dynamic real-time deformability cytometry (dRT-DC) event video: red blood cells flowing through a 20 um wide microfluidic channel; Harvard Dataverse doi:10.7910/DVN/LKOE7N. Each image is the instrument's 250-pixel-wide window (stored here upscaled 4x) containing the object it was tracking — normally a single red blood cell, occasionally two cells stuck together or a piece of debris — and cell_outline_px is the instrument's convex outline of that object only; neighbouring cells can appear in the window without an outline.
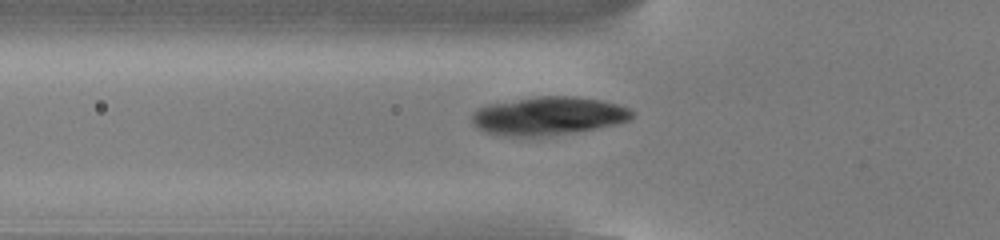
{"species": "common noctule bat (a hibernating species)", "species_latin": "Nyctalus noctula", "temperature_condition": "cold", "stored_images_in_passage": 41, "camera_frame_rate_fps": 3000, "um_per_image_px": 0.085, "animal": {"sex": "male", "body_mass_g": 13.0, "forearm_length_mm": 53.1}, "frame": {"image": 1, "passage_image": 6, "time_ms": 1.667, "image_size_px": [1000, 240], "cell_outline_px": [[632, 116], [628, 120], [616, 124], [596, 128], [572, 132], [544, 136], [504, 136], [484, 132], [472, 124], [472, 112], [488, 104], [540, 96], [572, 96], [600, 100], [616, 104], [628, 108], [632, 112]], "centroid_in_image_um": [46.56, 9.86], "position_along_channel_um": 79.2, "area_um2": 35.37}}
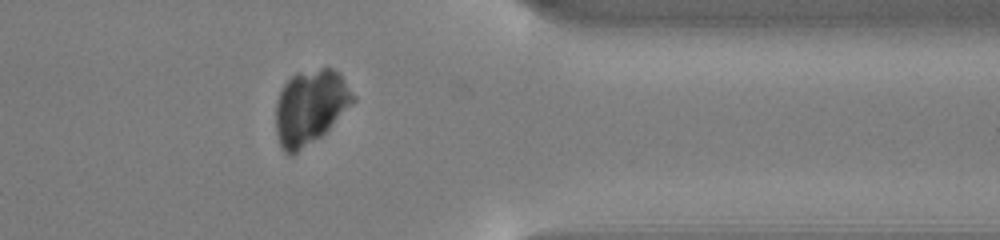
{"frame": {"image": 2, "passage_image": 31, "time_ms": 10.0, "image_size_px": [1000, 240], "cell_outline_px": [[356, 100], [320, 136], [292, 156], [288, 156], [280, 148], [276, 132], [276, 104], [280, 92], [284, 84], [296, 72], [320, 68], [332, 68], [340, 72], [356, 96]], "centroid_in_image_um": [26.37, 9.08], "position_along_channel_um": 385.0, "area_um2": 33.64}}
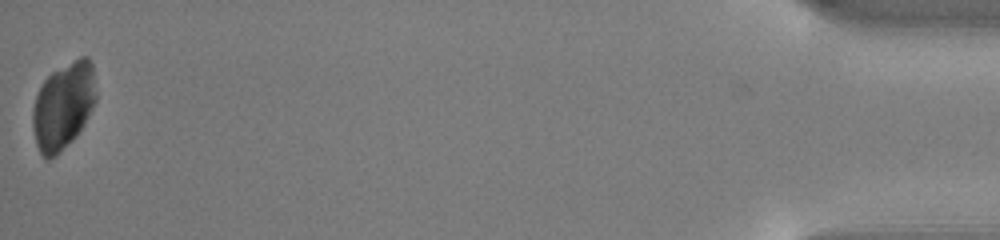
{"frame": {"image": 3, "passage_image": 41, "time_ms": 13.333, "image_size_px": [1000, 240], "cell_outline_px": [[96, 100], [84, 124], [76, 136], [56, 156], [48, 160], [40, 152], [36, 144], [32, 128], [32, 108], [36, 96], [44, 80], [52, 72], [80, 56], [88, 56], [92, 64], [96, 92]], "centroid_in_image_um": [5.37, 9.0], "position_along_channel_um": 429.8, "area_um2": 32.08}}